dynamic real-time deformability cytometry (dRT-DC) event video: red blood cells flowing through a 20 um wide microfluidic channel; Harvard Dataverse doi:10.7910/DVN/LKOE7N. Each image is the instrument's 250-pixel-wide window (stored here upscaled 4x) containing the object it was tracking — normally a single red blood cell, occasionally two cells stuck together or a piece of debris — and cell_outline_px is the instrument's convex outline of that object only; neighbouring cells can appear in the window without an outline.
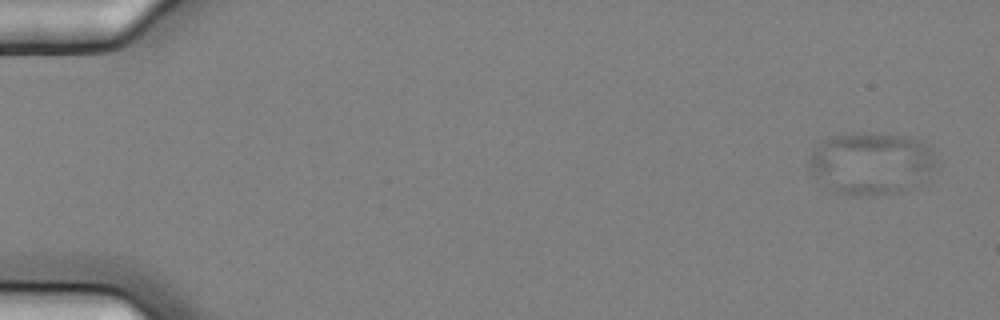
{"species": "common noctule bat (a hibernating species)", "species_latin": "Nyctalus noctula", "temperature_condition": "cold", "stored_images_in_passage": 4, "camera_frame_rate_fps": 3000, "um_per_image_px": 0.085, "animal": {"sex": "female", "body_mass_g": 25.1}, "frame": {"image": 1, "passage_image": 2, "time_ms": 0.333, "image_size_px": [1000, 320], "cell_outline_px": [[932, 168], [896, 192], [860, 196], [856, 196], [836, 192], [816, 180], [808, 168], [808, 160], [812, 152], [820, 140], [832, 136], [852, 132], [860, 132], [908, 136], [920, 140], [932, 152]], "centroid_in_image_um": [73.86, 13.83], "position_along_channel_um": 11.1, "area_um2": 44.91}}